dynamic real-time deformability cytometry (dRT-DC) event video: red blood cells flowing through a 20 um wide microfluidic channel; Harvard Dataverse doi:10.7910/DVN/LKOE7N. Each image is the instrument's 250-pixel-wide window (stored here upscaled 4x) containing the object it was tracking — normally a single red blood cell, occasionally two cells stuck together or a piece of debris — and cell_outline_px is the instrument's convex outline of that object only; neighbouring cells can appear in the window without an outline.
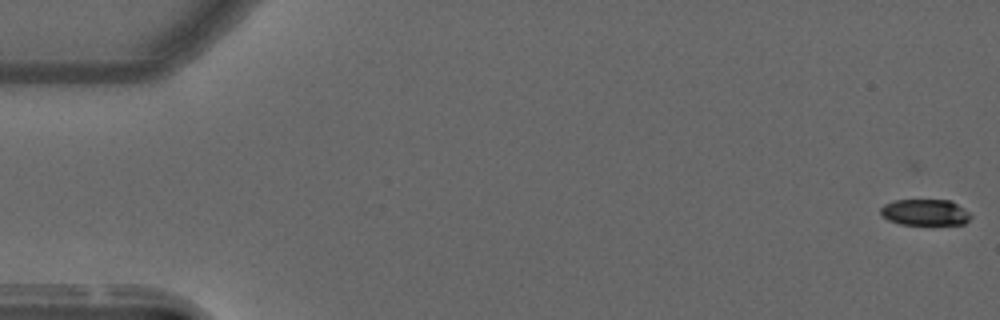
{"species": "common noctule bat (a hibernating species)", "species_latin": "Nyctalus noctula", "temperature_condition": "warm", "stored_images_in_passage": 9, "camera_frame_rate_fps": 3000, "um_per_image_px": 0.085, "animal": {"sex": "male", "forearm_length_mm": 52.5}, "frame": {"image": 1, "passage_image": 2, "time_ms": 0.333, "image_size_px": [1000, 320], "cell_outline_px": [[972, 216], [964, 224], [900, 224], [888, 220], [880, 212], [880, 208], [884, 204], [892, 200], [952, 200], [964, 208]], "centroid_in_image_um": [78.63, 18.04], "position_along_channel_um": 6.4, "area_um2": 13.76}}